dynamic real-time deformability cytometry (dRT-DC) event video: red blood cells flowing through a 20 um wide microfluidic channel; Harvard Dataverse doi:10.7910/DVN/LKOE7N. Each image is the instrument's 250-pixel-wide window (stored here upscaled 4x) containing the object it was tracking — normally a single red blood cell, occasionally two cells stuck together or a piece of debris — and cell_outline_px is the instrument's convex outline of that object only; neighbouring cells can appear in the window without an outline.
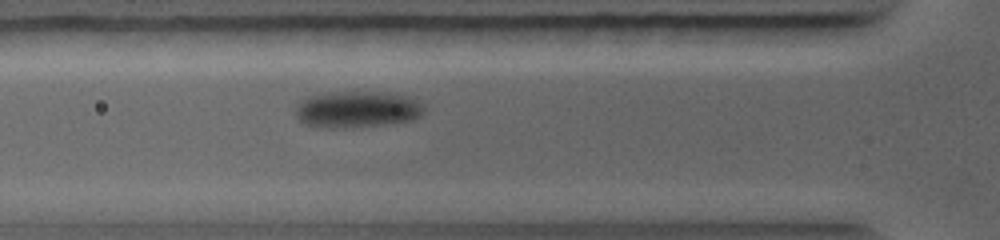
{"species": "common noctule bat (a hibernating species)", "species_latin": "Nyctalus noctula", "temperature_condition": "warm", "stored_images_in_passage": 16, "camera_frame_rate_fps": 5000, "um_per_image_px": 0.085, "animal": {"sex": "female", "body_mass_g": 19.0, "forearm_length_mm": 56.7}, "frame": {"image": 1, "passage_image": 2, "time_ms": 0.6, "image_size_px": [1000, 240], "cell_outline_px": [[424, 108], [416, 116], [408, 120], [376, 124], [308, 124], [300, 120], [296, 112], [296, 104], [300, 100], [308, 96], [332, 92], [376, 92], [408, 96], [424, 104]], "centroid_in_image_um": [30.35, 9.21], "position_along_channel_um": 95.4, "area_um2": 25.37}}
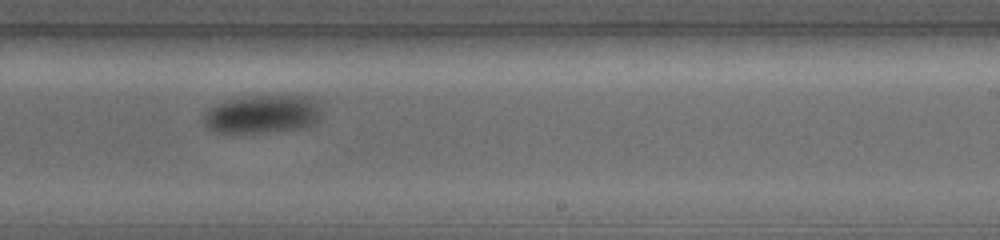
{"frame": {"image": 2, "passage_image": 8, "time_ms": 4.2, "image_size_px": [1000, 240], "cell_outline_px": [[324, 104], [316, 120], [308, 124], [296, 128], [264, 132], [220, 132], [208, 128], [204, 120], [204, 116], [216, 104], [224, 100], [244, 96], [312, 96]], "centroid_in_image_um": [22.35, 9.66], "position_along_channel_um": 266.7, "area_um2": 25.89}}
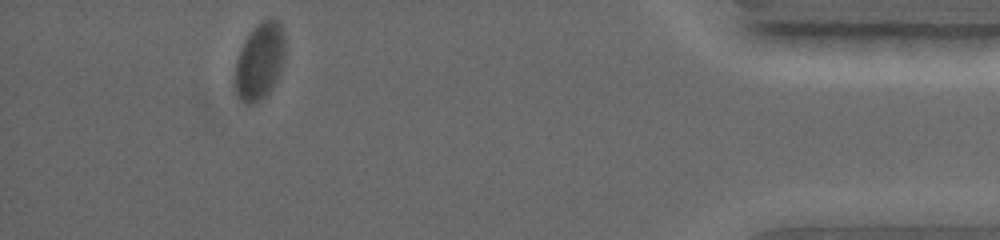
{"frame": {"image": 3, "passage_image": 16, "time_ms": 8.6, "image_size_px": [1000, 240], "cell_outline_px": [[284, 60], [280, 72], [272, 88], [260, 100], [252, 104], [244, 104], [240, 100], [236, 92], [236, 60], [240, 48], [244, 40], [264, 20], [276, 20], [280, 24], [284, 32]], "centroid_in_image_um": [22.08, 5.25], "position_along_channel_um": 413.1, "area_um2": 21.96}}